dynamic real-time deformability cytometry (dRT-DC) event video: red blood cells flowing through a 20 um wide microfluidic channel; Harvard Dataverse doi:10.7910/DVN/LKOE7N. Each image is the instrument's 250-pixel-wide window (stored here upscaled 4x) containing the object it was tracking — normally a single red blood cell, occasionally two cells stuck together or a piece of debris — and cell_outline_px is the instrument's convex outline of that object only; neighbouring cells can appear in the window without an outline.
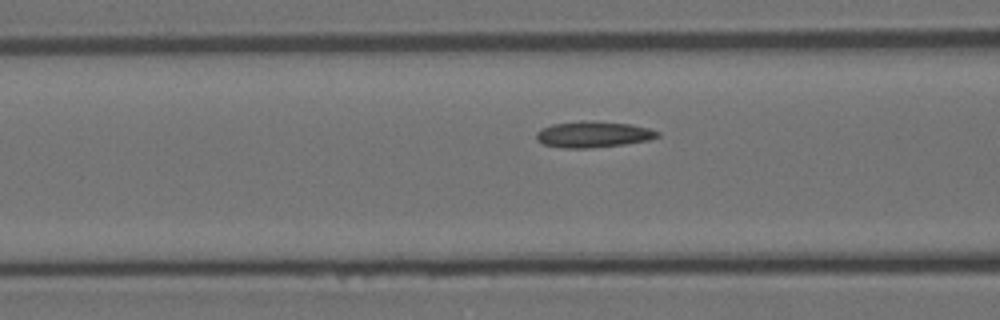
{"species": "Egyptian fruit bat (a non-hibernating species)", "species_latin": "Rousettus aegyptiacus", "temperature_condition": "room temperature", "stored_images_in_passage": 18, "camera_frame_rate_fps": 3000, "um_per_image_px": 0.085, "animal": {"sex": "female"}, "frame": {"image": 1, "passage_image": 13, "time_ms": 4.0, "image_size_px": [1000, 320], "cell_outline_px": [[660, 136], [648, 140], [624, 144], [592, 148], [560, 148], [544, 144], [536, 140], [536, 132], [552, 124], [580, 120], [584, 120], [628, 124], [648, 128], [660, 132]], "centroid_in_image_um": [50.4, 11.43], "position_along_channel_um": 116.2, "area_um2": 18.44}}